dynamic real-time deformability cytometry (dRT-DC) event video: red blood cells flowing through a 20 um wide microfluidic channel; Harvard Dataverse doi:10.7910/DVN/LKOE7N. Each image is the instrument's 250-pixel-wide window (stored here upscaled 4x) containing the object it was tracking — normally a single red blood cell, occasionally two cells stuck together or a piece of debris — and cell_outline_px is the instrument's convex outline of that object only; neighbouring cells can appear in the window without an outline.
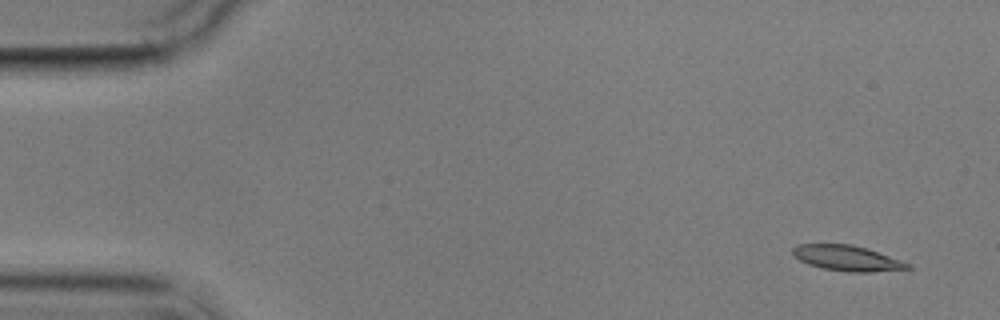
{"species": "common noctule bat (a hibernating species)", "species_latin": "Nyctalus noctula", "temperature_condition": "cold", "stored_images_in_passage": 14, "camera_frame_rate_fps": 3000, "um_per_image_px": 0.085, "animal": {"sex": "male", "body_mass_g": 17.9}, "frame": {"image": 1, "passage_image": 1, "time_ms": 0.0, "image_size_px": [1000, 320], "cell_outline_px": [[912, 268], [868, 272], [848, 272], [824, 268], [808, 264], [800, 260], [792, 252], [792, 248], [796, 244], [852, 244], [868, 248], [912, 264]], "centroid_in_image_um": [72.02, 21.93], "position_along_channel_um": 13.0, "area_um2": 16.99}}
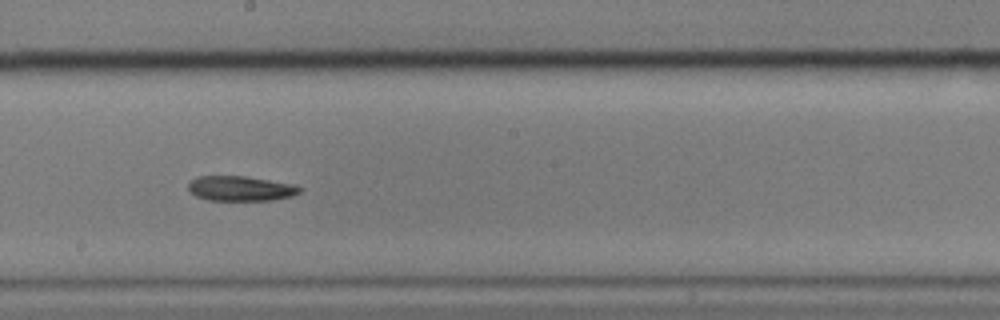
{"frame": {"image": 2, "passage_image": 8, "time_ms": 9.333, "image_size_px": [1000, 320], "cell_outline_px": [[304, 188], [300, 192], [292, 196], [272, 200], [208, 200], [196, 196], [188, 188], [188, 184], [196, 176], [244, 176], [292, 184]], "centroid_in_image_um": [20.45, 16.02], "position_along_channel_um": 227.7, "area_um2": 16.07}}
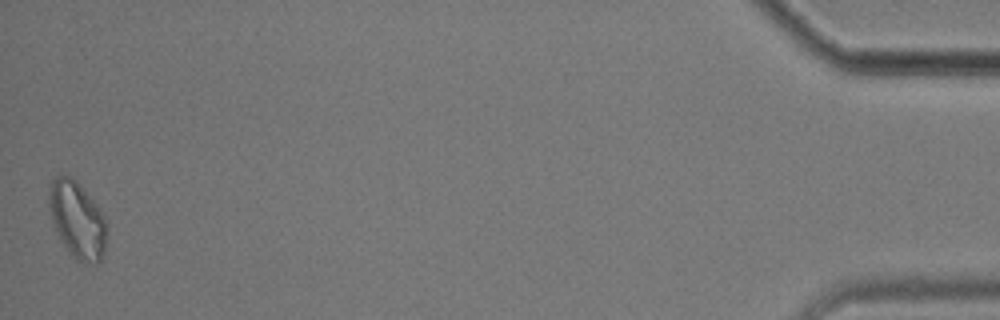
{"frame": {"image": 3, "passage_image": 14, "time_ms": 17.667, "image_size_px": [1000, 320], "cell_outline_px": [[108, 228], [104, 252], [100, 260], [96, 264], [76, 260], [72, 256], [60, 240], [48, 204], [48, 192], [52, 180], [56, 176], [72, 176], [76, 180], [100, 208], [104, 216]], "centroid_in_image_um": [6.59, 18.68], "position_along_channel_um": 428.6, "area_um2": 25.78}, "authors_computed_cell_mechanics": {"area_um2": 16.473, "velocity_mm_per_s": 3.5144, "shape_relaxation_time_tau1_ms": 3.4742, "shape_relaxation_time_tau2_ms": 8.2985, "deformation_change_tau1": 0.128, "deformation_change_tau2": 0.1875}}